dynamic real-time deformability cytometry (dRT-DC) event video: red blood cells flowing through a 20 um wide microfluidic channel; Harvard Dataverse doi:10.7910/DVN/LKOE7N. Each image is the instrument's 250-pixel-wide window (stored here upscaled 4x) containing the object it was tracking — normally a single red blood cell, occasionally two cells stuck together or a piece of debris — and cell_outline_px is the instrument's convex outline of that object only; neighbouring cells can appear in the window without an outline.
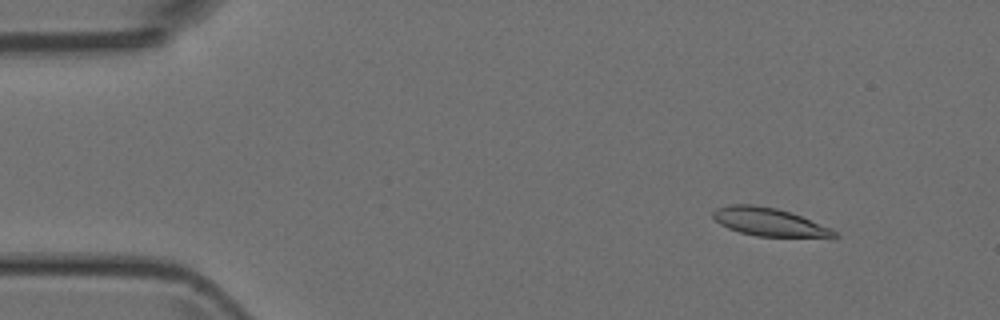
{"species": "Egyptian fruit bat (a non-hibernating species)", "species_latin": "Rousettus aegyptiacus", "temperature_condition": "room temperature", "stored_images_in_passage": 50, "camera_frame_rate_fps": 3000, "um_per_image_px": 0.085, "animal": {"sex": "female"}, "frame": {"image": 1, "passage_image": 6, "time_ms": 1.667, "image_size_px": [1000, 320], "cell_outline_px": [[840, 236], [756, 236], [740, 232], [728, 228], [720, 224], [712, 216], [712, 212], [716, 208], [728, 204], [752, 204], [776, 208], [800, 216], [828, 228], [836, 232]], "centroid_in_image_um": [65.24, 18.84], "position_along_channel_um": 19.8, "area_um2": 19.25}}
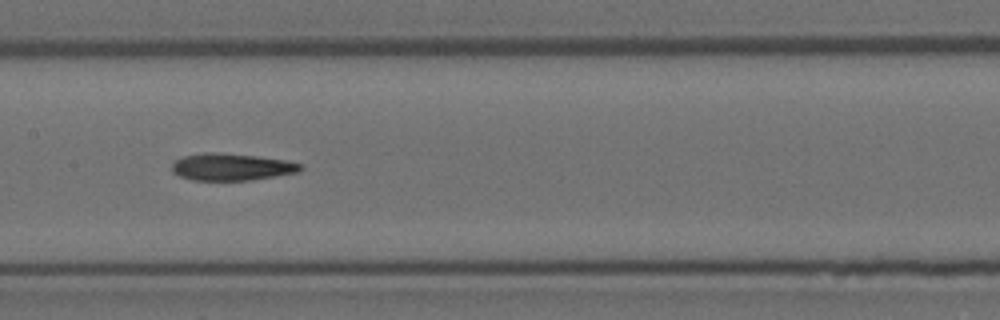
{"frame": {"image": 2, "passage_image": 25, "time_ms": 8.0, "image_size_px": [1000, 320], "cell_outline_px": [[304, 168], [296, 172], [252, 180], [192, 180], [180, 176], [172, 172], [172, 164], [176, 160], [184, 156], [204, 152], [220, 152], [256, 156], [284, 160], [304, 164]], "centroid_in_image_um": [19.67, 14.18], "position_along_channel_um": 187.7, "area_um2": 20.23}}
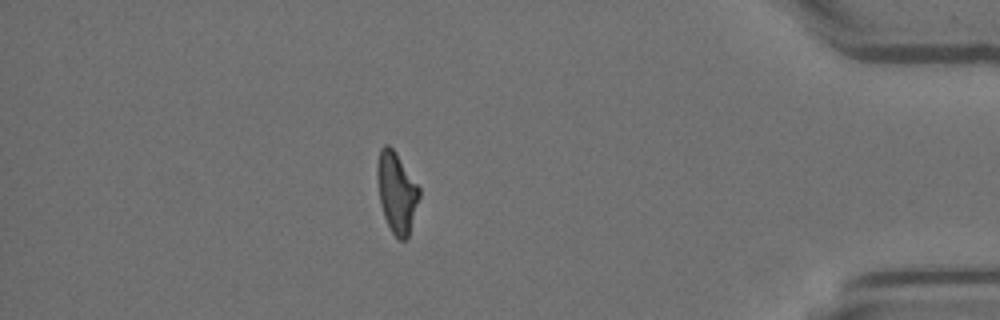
{"frame": {"image": 3, "passage_image": 44, "time_ms": 14.333, "image_size_px": [1000, 320], "cell_outline_px": [[420, 196], [408, 236], [404, 240], [400, 240], [392, 232], [384, 216], [380, 200], [376, 176], [376, 168], [380, 148], [384, 144], [388, 144], [396, 152], [420, 188]], "centroid_in_image_um": [33.71, 16.31], "position_along_channel_um": 401.5, "area_um2": 19.59}}